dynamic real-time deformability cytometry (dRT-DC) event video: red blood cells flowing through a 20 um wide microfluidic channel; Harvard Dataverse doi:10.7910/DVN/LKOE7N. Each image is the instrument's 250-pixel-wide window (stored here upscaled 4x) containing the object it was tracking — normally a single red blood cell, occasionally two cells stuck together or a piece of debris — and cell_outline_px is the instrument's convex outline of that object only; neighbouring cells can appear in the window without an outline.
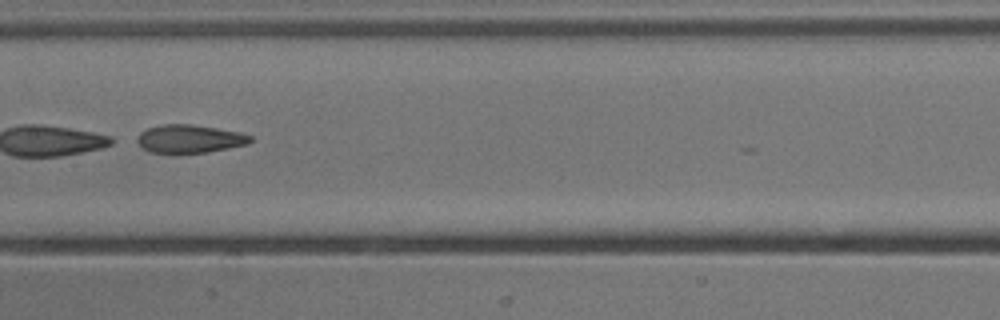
{"species": "common noctule bat (a hibernating species)", "species_latin": "Nyctalus noctula", "temperature_condition": "cold", "stored_images_in_passage": 37, "camera_frame_rate_fps": 3000, "um_per_image_px": 0.085, "animal": {"sex": "male", "body_mass_g": 13.3}, "frame": {"image": 1, "passage_image": 11, "time_ms": 3.333, "image_size_px": [1000, 320], "cell_outline_px": [[252, 140], [248, 144], [228, 148], [180, 156], [176, 156], [148, 152], [136, 140], [140, 132], [148, 128], [160, 124], [192, 124], [240, 132], [252, 136]], "centroid_in_image_um": [16.07, 11.84], "position_along_channel_um": 191.3, "area_um2": 19.19}, "authors_computed_cell_mechanics": {"area_um2": 19.5364, "velocity_mm_per_s": 3.916, "shape_relaxation_time_tau1_ms": 1.2513, "shape_relaxation_time_tau2_ms": 3.1748, "deformation_change_tau1": 0.2533, "deformation_change_tau2": 0.1328}}